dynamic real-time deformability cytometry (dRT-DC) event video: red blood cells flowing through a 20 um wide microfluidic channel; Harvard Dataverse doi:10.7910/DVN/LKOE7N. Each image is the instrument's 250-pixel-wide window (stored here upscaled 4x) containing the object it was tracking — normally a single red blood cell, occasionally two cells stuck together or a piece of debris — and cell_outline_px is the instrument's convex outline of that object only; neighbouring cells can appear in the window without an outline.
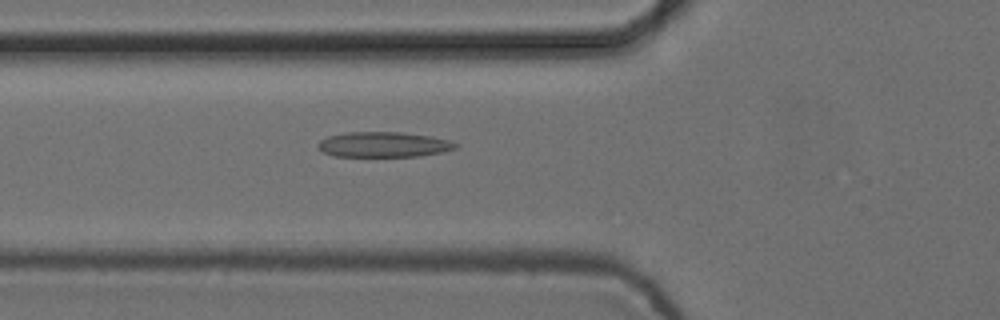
{"species": "common noctule bat (a hibernating species)", "species_latin": "Nyctalus noctula", "temperature_condition": "cold", "stored_images_in_passage": 44, "camera_frame_rate_fps": 3000, "um_per_image_px": 0.085, "animal": {"sex": "female", "body_mass_g": 24.6, "forearm_length_mm": 56.2}, "frame": {"image": 1, "passage_image": 10, "time_ms": 3.0, "image_size_px": [1000, 320], "cell_outline_px": [[460, 144], [456, 148], [440, 152], [420, 156], [332, 156], [324, 152], [316, 144], [320, 140], [328, 136], [348, 132], [400, 132], [432, 136], [448, 140]], "centroid_in_image_um": [32.61, 12.28], "position_along_channel_um": 93.2, "area_um2": 20.17}}
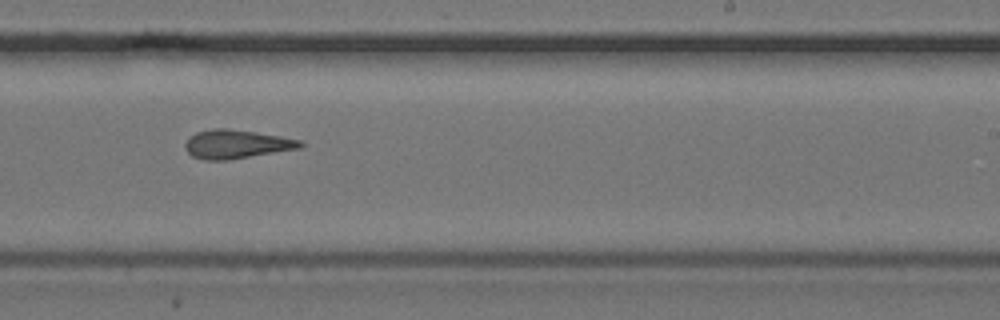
{"frame": {"image": 2, "passage_image": 24, "time_ms": 7.667, "image_size_px": [1000, 320], "cell_outline_px": [[304, 144], [300, 148], [228, 160], [204, 160], [192, 156], [184, 148], [184, 144], [188, 136], [196, 132], [212, 128], [228, 128], [256, 132], [304, 140]], "centroid_in_image_um": [20.07, 12.24], "position_along_channel_um": 268.9, "area_um2": 19.48}}
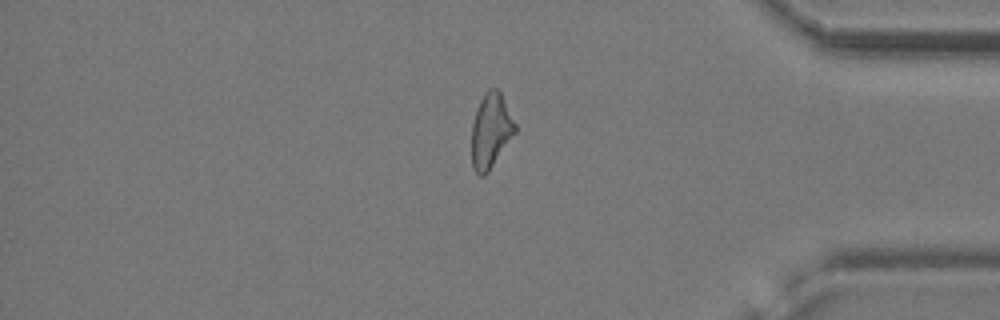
{"frame": {"image": 3, "passage_image": 36, "time_ms": 11.667, "image_size_px": [1000, 320], "cell_outline_px": [[516, 132], [488, 172], [484, 176], [480, 176], [472, 168], [472, 124], [480, 100], [484, 92], [488, 88], [496, 88], [500, 92], [516, 124]], "centroid_in_image_um": [41.71, 11.12], "position_along_channel_um": 393.5, "area_um2": 18.79}}